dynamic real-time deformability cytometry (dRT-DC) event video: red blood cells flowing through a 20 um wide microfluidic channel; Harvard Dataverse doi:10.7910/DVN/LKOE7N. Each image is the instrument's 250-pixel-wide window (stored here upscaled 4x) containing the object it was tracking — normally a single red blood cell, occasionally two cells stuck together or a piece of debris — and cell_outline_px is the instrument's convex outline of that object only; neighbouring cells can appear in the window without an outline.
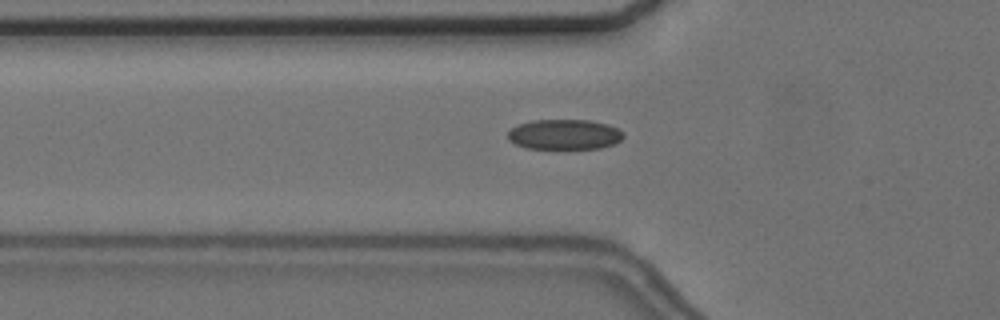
{"species": "common noctule bat (a hibernating species)", "species_latin": "Nyctalus noctula", "temperature_condition": "cold", "stored_images_in_passage": 57, "camera_frame_rate_fps": 3000, "um_per_image_px": 0.085, "animal": {"sex": "female", "body_mass_g": 24.6, "forearm_length_mm": 56.2}, "frame": {"image": 1, "passage_image": 20, "time_ms": 6.333, "image_size_px": [1000, 320], "cell_outline_px": [[624, 136], [620, 140], [612, 144], [600, 148], [524, 148], [508, 140], [508, 132], [516, 124], [532, 120], [588, 120], [608, 124], [624, 132]], "centroid_in_image_um": [47.95, 11.42], "position_along_channel_um": 77.9, "area_um2": 20.29}}
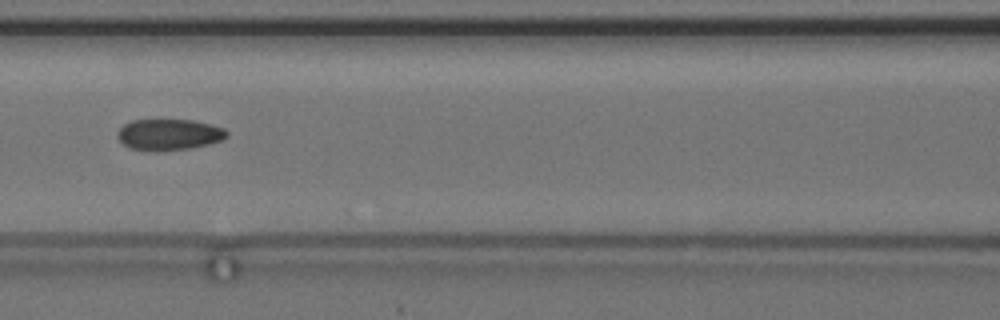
{"frame": {"image": 2, "passage_image": 26, "time_ms": 8.333, "image_size_px": [1000, 320], "cell_outline_px": [[228, 136], [220, 140], [208, 144], [188, 148], [156, 152], [128, 148], [116, 136], [116, 132], [124, 124], [132, 120], [192, 120], [224, 128], [228, 132]], "centroid_in_image_um": [14.32, 11.44], "position_along_channel_um": 152.3, "area_um2": 19.83}}
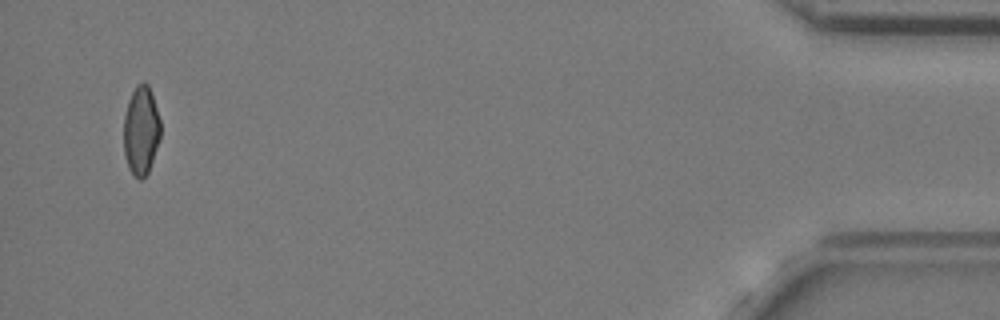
{"frame": {"image": 3, "passage_image": 55, "time_ms": 18.0, "image_size_px": [1000, 320], "cell_outline_px": [[160, 136], [148, 172], [140, 180], [128, 168], [124, 156], [124, 116], [128, 100], [136, 84], [144, 80], [148, 84], [160, 120]], "centroid_in_image_um": [11.97, 11.06], "position_along_channel_um": 423.2, "area_um2": 18.9}, "authors_computed_cell_mechanics": {"area_um2": 19.8832, "velocity_mm_per_s": 3.662, "shape_relaxation_time_tau1_ms": 4.5527, "shape_relaxation_time_tau2_ms": 3.7214, "deformation_change_tau1": 0.11, "deformation_change_tau2": 0.0818}}